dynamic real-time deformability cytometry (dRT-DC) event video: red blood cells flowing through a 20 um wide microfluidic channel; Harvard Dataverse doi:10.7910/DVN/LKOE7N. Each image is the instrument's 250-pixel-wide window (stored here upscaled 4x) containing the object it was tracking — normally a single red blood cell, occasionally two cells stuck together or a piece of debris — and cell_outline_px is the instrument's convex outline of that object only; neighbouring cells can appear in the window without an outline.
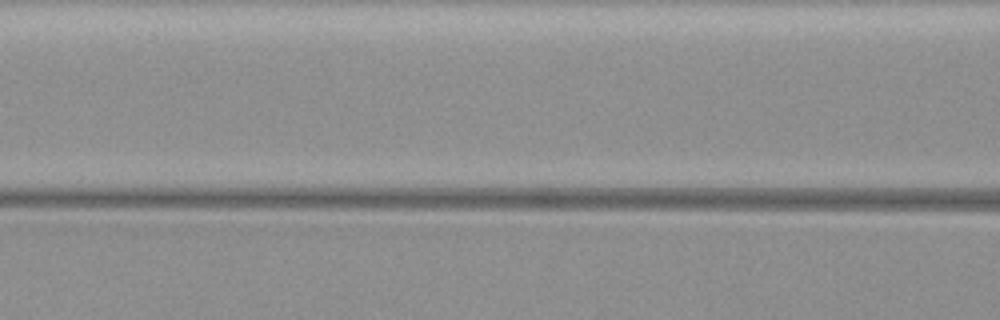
{"species": "common noctule bat (a hibernating species)", "species_latin": "Nyctalus noctula", "temperature_condition": "warm", "stored_images_in_passage": 3, "camera_frame_rate_fps": 3000, "um_per_image_px": 0.085, "animal": {"sex": "female", "body_mass_g": 19.3, "forearm_length_mm": 54.1}, "frame": {"image": 1, "passage_image": 3, "time_ms": 0.667, "image_size_px": [1000, 320], "cell_outline_px": [[780, 272], [776, 276], [672, 276], [636, 272], [632, 268], [640, 264], [764, 264], [780, 268]], "centroid_in_image_um": [60.23, 22.94], "position_along_channel_um": 106.4, "area_um2": 11.73}}